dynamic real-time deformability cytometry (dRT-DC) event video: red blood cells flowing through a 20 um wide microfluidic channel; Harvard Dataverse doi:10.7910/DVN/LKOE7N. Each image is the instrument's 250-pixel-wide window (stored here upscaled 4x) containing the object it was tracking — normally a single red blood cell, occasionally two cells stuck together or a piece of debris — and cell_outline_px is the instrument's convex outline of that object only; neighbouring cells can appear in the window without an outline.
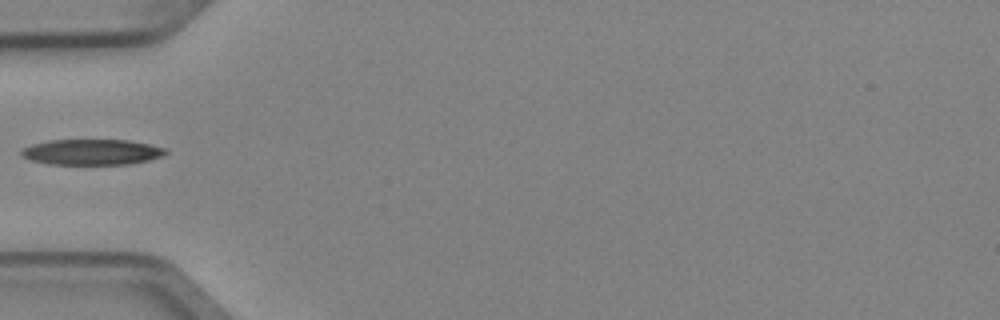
{"species": "Egyptian fruit bat (a non-hibernating species)", "species_latin": "Rousettus aegyptiacus", "temperature_condition": "cold", "stored_images_in_passage": 4, "camera_frame_rate_fps": 3000, "um_per_image_px": 0.085, "animal": {"sex": "female"}, "frame": {"image": 1, "passage_image": 4, "time_ms": 1.0, "image_size_px": [1000, 320], "cell_outline_px": [[168, 152], [164, 156], [148, 160], [128, 164], [48, 164], [32, 160], [20, 156], [20, 152], [24, 148], [32, 144], [48, 140], [128, 140], [148, 144], [164, 148]], "centroid_in_image_um": [7.79, 12.92], "position_along_channel_um": 77.2, "area_um2": 21.5}}